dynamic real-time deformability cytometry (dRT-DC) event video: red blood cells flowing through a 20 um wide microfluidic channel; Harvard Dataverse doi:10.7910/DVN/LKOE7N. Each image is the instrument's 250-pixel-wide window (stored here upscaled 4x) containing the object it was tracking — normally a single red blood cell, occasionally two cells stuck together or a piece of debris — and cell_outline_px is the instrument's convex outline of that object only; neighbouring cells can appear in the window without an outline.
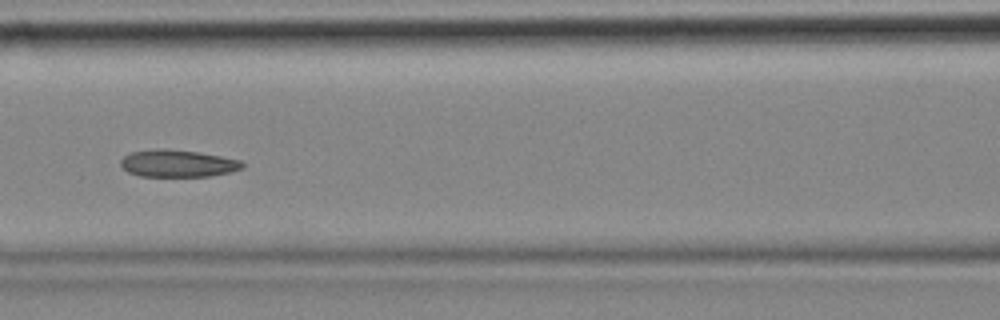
{"species": "common noctule bat (a hibernating species)", "species_latin": "Nyctalus noctula", "temperature_condition": "cold", "stored_images_in_passage": 7, "camera_frame_rate_fps": 3000, "um_per_image_px": 0.085, "animal": {"sex": "female", "body_mass_g": 18.4}, "frame": {"image": 1, "passage_image": 6, "time_ms": 1.667, "image_size_px": [1000, 320], "cell_outline_px": [[244, 168], [228, 172], [208, 176], [140, 176], [128, 172], [120, 164], [120, 160], [124, 156], [132, 152], [156, 148], [200, 152], [240, 160], [244, 164]], "centroid_in_image_um": [15.09, 13.89], "position_along_channel_um": 151.5, "area_um2": 19.13}}